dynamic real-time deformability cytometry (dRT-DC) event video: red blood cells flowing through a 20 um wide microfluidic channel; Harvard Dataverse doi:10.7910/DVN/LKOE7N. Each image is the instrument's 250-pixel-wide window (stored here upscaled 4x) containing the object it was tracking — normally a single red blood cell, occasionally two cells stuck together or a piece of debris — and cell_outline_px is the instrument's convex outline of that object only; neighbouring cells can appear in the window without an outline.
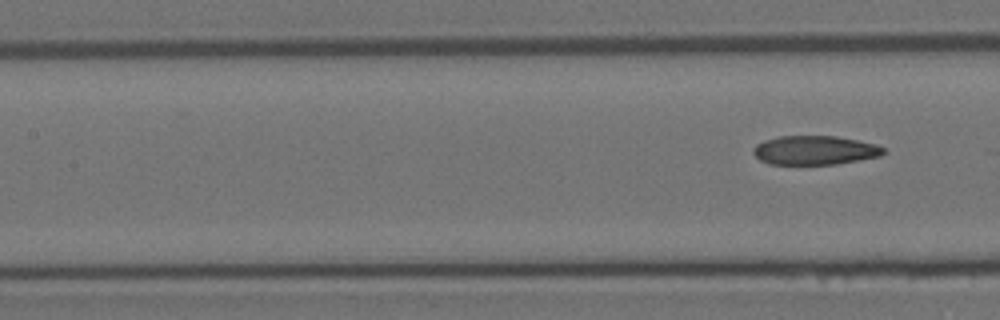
{"species": "Egyptian fruit bat (a non-hibernating species)", "species_latin": "Rousettus aegyptiacus", "temperature_condition": "room temperature", "stored_images_in_passage": 5, "segment_of_instrument_passage": [2, 2], "camera_frame_rate_fps": 3000, "um_per_image_px": 0.085, "animal": {"sex": "female"}, "frame": {"image": 1, "passage_image": 5, "time_ms": 1.333, "image_size_px": [1000, 320], "cell_outline_px": [[888, 152], [880, 156], [836, 164], [768, 164], [760, 160], [752, 152], [752, 148], [756, 144], [764, 140], [780, 136], [836, 136], [876, 144], [884, 148]], "centroid_in_image_um": [69.25, 12.77], "position_along_channel_um": 138.2, "area_um2": 22.08}}